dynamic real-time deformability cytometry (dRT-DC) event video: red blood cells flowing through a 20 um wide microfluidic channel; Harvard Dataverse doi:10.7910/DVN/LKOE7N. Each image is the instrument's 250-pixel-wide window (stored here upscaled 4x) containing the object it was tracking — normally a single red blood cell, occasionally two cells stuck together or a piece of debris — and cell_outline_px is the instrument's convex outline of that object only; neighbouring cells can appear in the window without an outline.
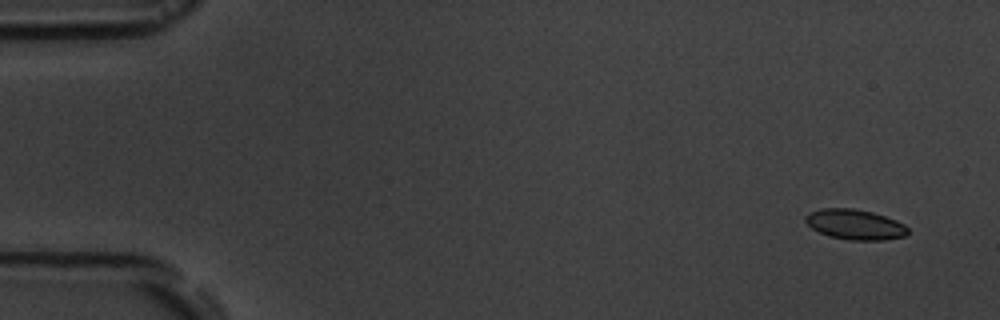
{"species": "common noctule bat (a hibernating species)", "species_latin": "Nyctalus noctula", "temperature_condition": "room temperature", "stored_images_in_passage": 6, "camera_frame_rate_fps": 3000, "um_per_image_px": 0.085, "animal": {"sex": "male", "body_mass_g": 19.5, "forearm_length_mm": 54.6}, "frame": {"image": 1, "passage_image": 1, "time_ms": 0.0, "image_size_px": [1000, 320], "cell_outline_px": [[908, 232], [904, 236], [884, 240], [848, 240], [828, 236], [812, 228], [804, 220], [804, 216], [808, 212], [820, 208], [852, 208], [872, 212], [896, 220], [904, 224], [908, 228]], "centroid_in_image_um": [72.64, 19.07], "position_along_channel_um": 12.4, "area_um2": 18.09}}
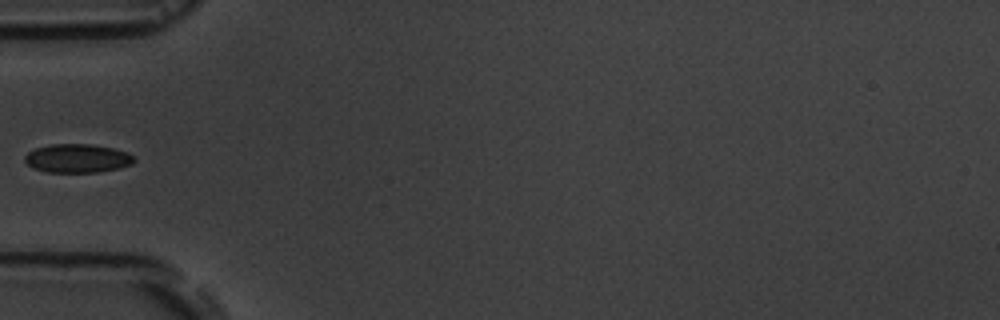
{"frame": {"image": 2, "passage_image": 5, "time_ms": 5.333, "image_size_px": [1000, 320], "cell_outline_px": [[136, 160], [132, 164], [120, 168], [100, 172], [48, 172], [32, 168], [24, 160], [24, 156], [28, 152], [36, 148], [52, 144], [92, 144], [112, 148], [128, 152], [136, 156]], "centroid_in_image_um": [6.62, 13.46], "position_along_channel_um": 78.4, "area_um2": 18.44}}
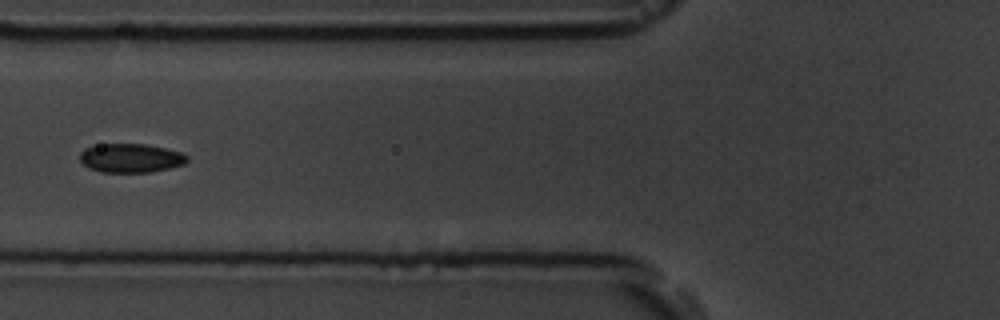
{"frame": {"image": 3, "passage_image": 6, "time_ms": 6.333, "image_size_px": [1000, 320], "cell_outline_px": [[188, 160], [184, 164], [152, 172], [100, 172], [88, 168], [80, 160], [80, 152], [84, 148], [100, 144], [144, 144], [184, 152], [188, 156]], "centroid_in_image_um": [11.11, 13.43], "position_along_channel_um": 114.7, "area_um2": 18.15}}